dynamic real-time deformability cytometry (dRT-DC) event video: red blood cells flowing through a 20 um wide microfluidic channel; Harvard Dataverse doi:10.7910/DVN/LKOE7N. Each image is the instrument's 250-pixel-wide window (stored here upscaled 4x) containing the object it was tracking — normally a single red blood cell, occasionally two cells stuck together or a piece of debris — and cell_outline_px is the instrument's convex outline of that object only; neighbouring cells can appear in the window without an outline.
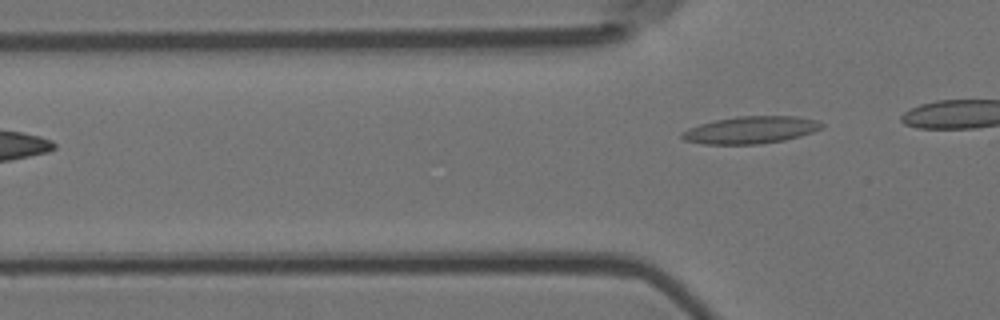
{"species": "Egyptian fruit bat (a non-hibernating species)", "species_latin": "Rousettus aegyptiacus", "temperature_condition": "room temperature", "stored_images_in_passage": 5, "camera_frame_rate_fps": 3000, "um_per_image_px": 0.085, "animal": {"sex": "female"}, "frame": {"image": 1, "passage_image": 5, "time_ms": 1.333, "image_size_px": [1000, 320], "cell_outline_px": [[824, 128], [800, 136], [784, 140], [760, 144], [704, 144], [684, 140], [680, 136], [688, 128], [700, 124], [716, 120], [736, 116], [796, 116], [816, 120], [824, 124]], "centroid_in_image_um": [63.84, 11.04], "position_along_channel_um": 62.0, "area_um2": 22.14}}